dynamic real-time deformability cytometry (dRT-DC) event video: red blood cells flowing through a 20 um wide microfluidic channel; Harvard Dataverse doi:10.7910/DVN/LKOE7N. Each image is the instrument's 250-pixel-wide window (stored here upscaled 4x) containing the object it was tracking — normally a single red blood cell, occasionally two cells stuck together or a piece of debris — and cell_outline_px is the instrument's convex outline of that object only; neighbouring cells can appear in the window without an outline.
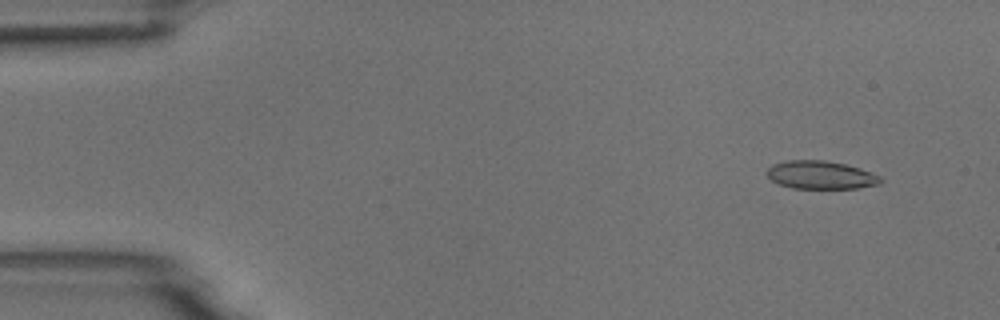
{"species": "common noctule bat (a hibernating species)", "species_latin": "Nyctalus noctula", "temperature_condition": "room temperature", "stored_images_in_passage": 5, "camera_frame_rate_fps": 3000, "um_per_image_px": 0.085, "animal": {"sex": "male", "body_mass_g": 18.8}, "frame": {"image": 1, "passage_image": 2, "time_ms": 0.333, "image_size_px": [1000, 320], "cell_outline_px": [[884, 180], [880, 184], [856, 188], [792, 188], [780, 184], [772, 180], [764, 172], [772, 164], [784, 160], [824, 160], [844, 164], [860, 168], [880, 176]], "centroid_in_image_um": [69.74, 14.86], "position_along_channel_um": 15.3, "area_um2": 18.67}}
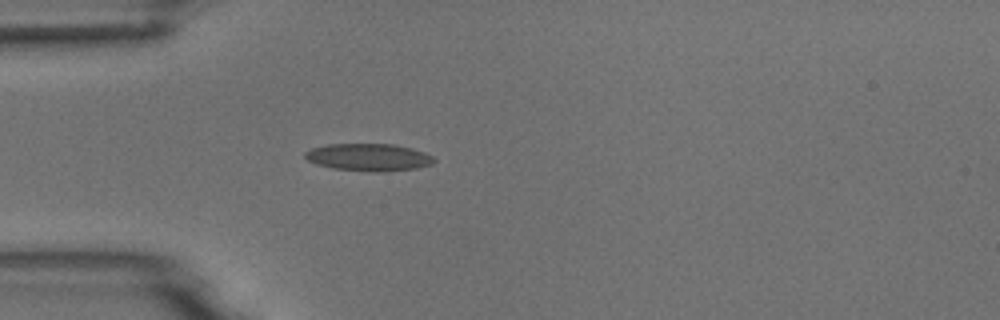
{"frame": {"image": 2, "passage_image": 5, "time_ms": 1.333, "image_size_px": [1000, 320], "cell_outline_px": [[436, 160], [432, 164], [416, 168], [384, 172], [376, 172], [332, 168], [316, 164], [308, 160], [304, 156], [304, 152], [312, 148], [328, 144], [392, 144], [412, 148], [424, 152], [432, 156]], "centroid_in_image_um": [31.34, 13.37], "position_along_channel_um": 53.7, "area_um2": 20.58}}